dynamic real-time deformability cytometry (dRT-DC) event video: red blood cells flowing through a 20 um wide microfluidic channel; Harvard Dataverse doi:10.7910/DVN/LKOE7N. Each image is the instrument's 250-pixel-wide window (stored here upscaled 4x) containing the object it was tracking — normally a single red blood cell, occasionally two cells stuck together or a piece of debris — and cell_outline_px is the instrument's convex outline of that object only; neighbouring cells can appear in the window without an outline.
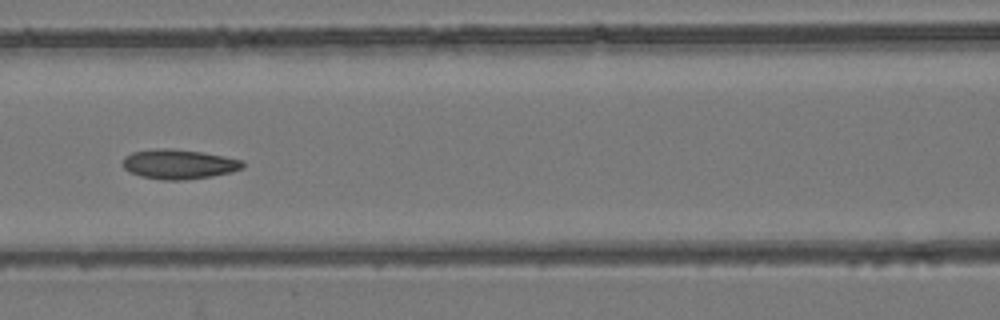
{"species": "common noctule bat (a hibernating species)", "species_latin": "Nyctalus noctula", "temperature_condition": "room temperature", "stored_images_in_passage": 8, "camera_frame_rate_fps": 3000, "um_per_image_px": 0.085, "animal": {"sex": "female", "body_mass_g": 24.6, "forearm_length_mm": 56.2}, "frame": {"image": 1, "passage_image": 8, "time_ms": 2.333, "image_size_px": [1000, 320], "cell_outline_px": [[244, 168], [232, 172], [212, 176], [184, 180], [164, 180], [140, 176], [124, 168], [124, 156], [132, 152], [164, 148], [172, 148], [200, 152], [224, 156], [244, 160]], "centroid_in_image_um": [15.25, 13.96], "position_along_channel_um": 151.3, "area_um2": 20.63}}